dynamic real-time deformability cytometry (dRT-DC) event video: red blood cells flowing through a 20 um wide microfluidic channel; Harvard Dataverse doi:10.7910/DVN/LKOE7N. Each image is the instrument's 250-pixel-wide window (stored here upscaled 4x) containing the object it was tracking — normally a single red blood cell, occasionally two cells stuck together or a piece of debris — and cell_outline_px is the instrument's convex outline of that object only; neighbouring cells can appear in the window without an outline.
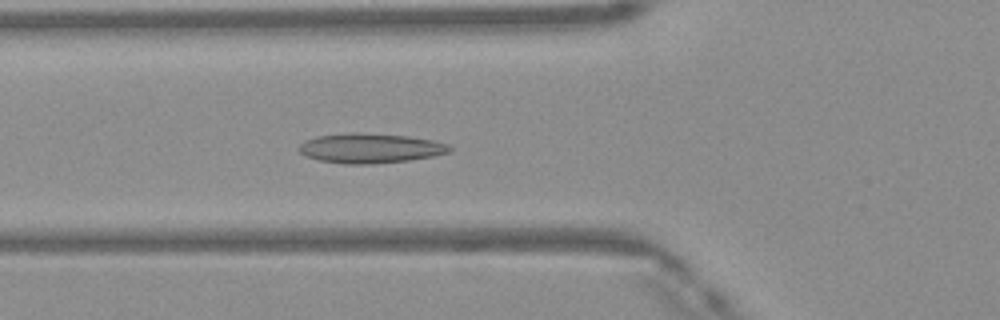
{"species": "Egyptian fruit bat (a non-hibernating species)", "species_latin": "Rousettus aegyptiacus", "temperature_condition": "warm", "stored_images_in_passage": 44, "camera_frame_rate_fps": 3000, "um_per_image_px": 0.085, "frame": {"image": 1, "passage_image": 12, "time_ms": 3.667, "image_size_px": [1000, 320], "cell_outline_px": [[452, 152], [432, 156], [408, 160], [372, 164], [344, 164], [320, 160], [308, 156], [300, 152], [296, 148], [304, 140], [316, 136], [356, 132], [408, 136], [432, 140], [448, 144], [452, 148]], "centroid_in_image_um": [31.47, 12.59], "position_along_channel_um": 94.3, "area_um2": 26.07}}
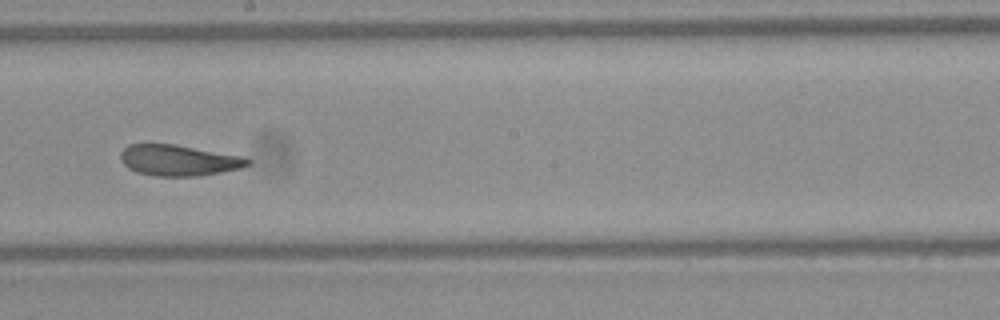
{"frame": {"image": 2, "passage_image": 22, "time_ms": 7.0, "image_size_px": [1000, 320], "cell_outline_px": [[252, 164], [240, 168], [200, 176], [156, 176], [136, 172], [128, 168], [120, 160], [120, 152], [128, 144], [176, 144], [240, 156], [252, 160]], "centroid_in_image_um": [15.17, 13.63], "position_along_channel_um": 233.0, "area_um2": 22.95}}
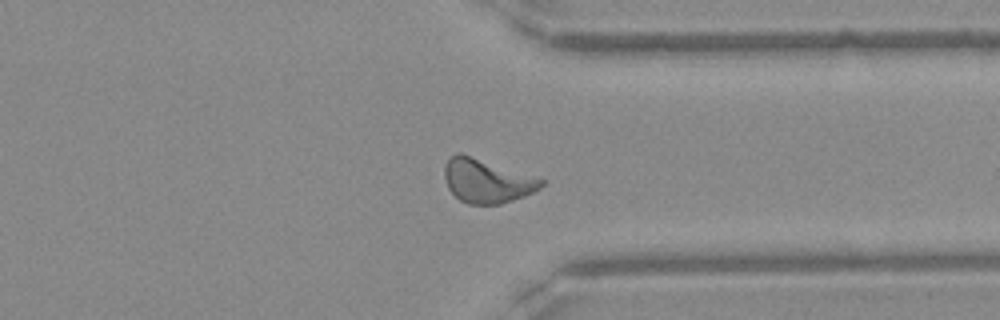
{"frame": {"image": 3, "passage_image": 32, "time_ms": 10.333, "image_size_px": [1000, 320], "cell_outline_px": [[548, 180], [540, 188], [524, 196], [500, 204], [468, 204], [460, 200], [448, 188], [444, 176], [444, 168], [448, 160], [452, 156], [460, 152]], "centroid_in_image_um": [41.41, 15.37], "position_along_channel_um": 370.0, "area_um2": 24.68}, "authors_computed_cell_mechanics": {"area_um2": 23.987, "velocity_mm_per_s": 4.1408, "shape_relaxation_time_tau1_ms": 7.5276, "shape_relaxation_time_tau2_ms": 1.6394, "deformation_change_tau1": 0.1918, "deformation_change_tau2": 0.0859}}